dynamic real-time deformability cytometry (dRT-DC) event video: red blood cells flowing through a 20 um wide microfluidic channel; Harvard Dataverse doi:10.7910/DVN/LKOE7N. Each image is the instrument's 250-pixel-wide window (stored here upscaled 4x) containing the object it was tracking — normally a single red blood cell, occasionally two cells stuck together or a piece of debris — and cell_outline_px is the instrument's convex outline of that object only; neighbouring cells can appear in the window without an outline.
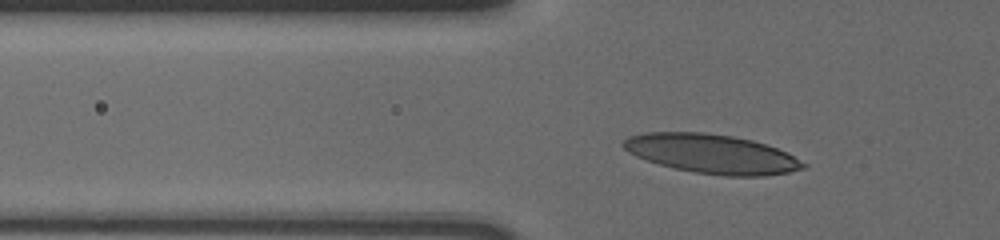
{"species": "human", "species_latin": "Homo sapiens", "temperature_condition": "cold", "stored_images_in_passage": 39, "camera_frame_rate_fps": 3000, "um_per_image_px": 0.085, "donor": {"sex": "male"}, "frame": {"image": 1, "passage_image": 8, "time_ms": 2.333, "image_size_px": [1000, 240], "cell_outline_px": [[808, 164], [804, 168], [788, 172], [764, 176], [724, 176], [696, 172], [676, 168], [660, 164], [636, 156], [628, 152], [620, 144], [628, 136], [644, 132], [704, 132], [732, 136], [752, 140], [776, 148]], "centroid_in_image_um": [60.47, 13.07], "position_along_channel_um": 65.3, "area_um2": 40.75}}
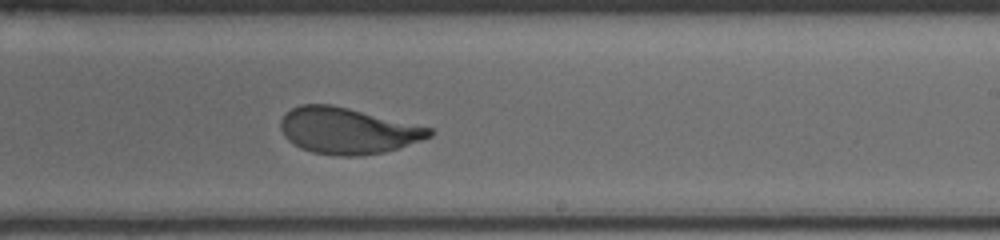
{"frame": {"image": 2, "passage_image": 25, "time_ms": 8.0, "image_size_px": [1000, 240], "cell_outline_px": [[436, 132], [432, 136], [384, 152], [360, 156], [336, 156], [312, 152], [300, 148], [288, 140], [284, 136], [280, 128], [280, 120], [292, 108], [300, 104], [332, 104], [432, 128]], "centroid_in_image_um": [29.52, 11.11], "position_along_channel_um": 259.5, "area_um2": 39.94}}
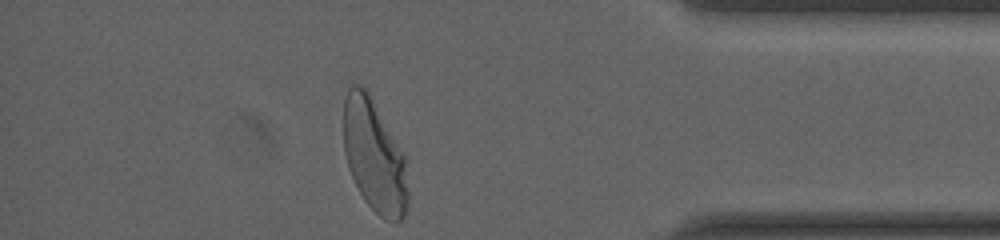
{"frame": {"image": 3, "passage_image": 39, "time_ms": 12.667, "image_size_px": [1000, 240], "cell_outline_px": [[408, 204], [404, 220], [396, 224], [384, 220], [364, 200], [348, 168], [344, 152], [344, 100], [348, 88], [352, 84], [356, 84], [364, 88], [368, 92], [404, 152], [408, 192]], "centroid_in_image_um": [31.84, 13.31], "position_along_channel_um": 403.4, "area_um2": 42.54}, "authors_computed_cell_mechanics": {"area_um2": 40.2866, "velocity_mm_per_s": 3.582, "shape_relaxation_time_tau1_ms": 3.5819, "shape_relaxation_time_tau2_ms": null, "deformation_change_tau1": 0.1587, "deformation_change_tau2": null}}